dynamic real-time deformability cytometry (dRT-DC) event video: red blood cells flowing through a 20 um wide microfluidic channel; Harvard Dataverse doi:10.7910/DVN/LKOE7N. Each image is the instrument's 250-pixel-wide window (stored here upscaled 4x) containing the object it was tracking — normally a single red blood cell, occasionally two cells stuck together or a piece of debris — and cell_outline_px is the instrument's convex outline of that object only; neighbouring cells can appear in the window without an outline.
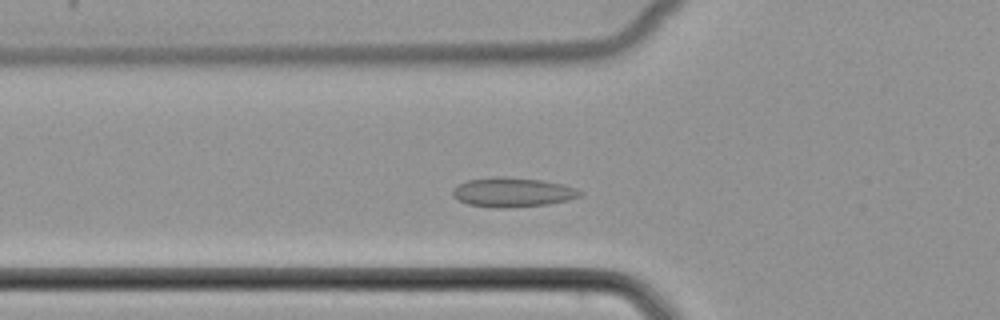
{"species": "common noctule bat (a hibernating species)", "species_latin": "Nyctalus noctula", "temperature_condition": "cold", "stored_images_in_passage": 38, "camera_frame_rate_fps": 3000, "um_per_image_px": 0.085, "animal": {"sex": "female", "body_mass_g": 22.7, "forearm_length_mm": 54.2}, "frame": {"image": 1, "passage_image": 11, "time_ms": 3.333, "image_size_px": [1000, 320], "cell_outline_px": [[584, 192], [580, 196], [568, 200], [548, 204], [508, 208], [492, 208], [468, 204], [452, 196], [452, 192], [460, 184], [468, 180], [496, 176], [504, 176], [540, 180], [560, 184], [576, 188]], "centroid_in_image_um": [43.58, 16.35], "position_along_channel_um": 82.2, "area_um2": 21.73}}
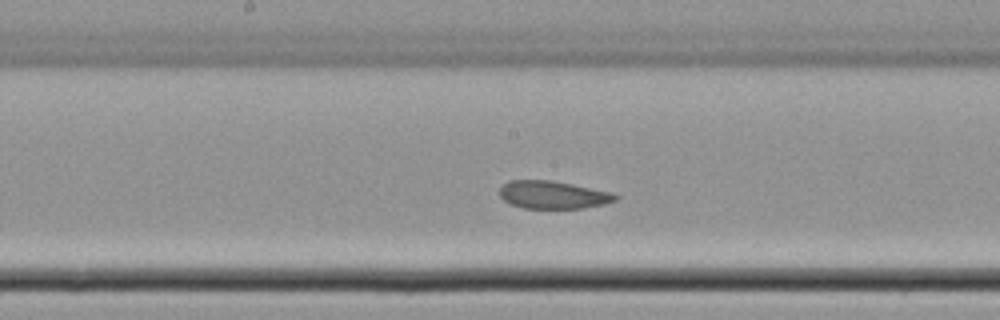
{"frame": {"image": 2, "passage_image": 20, "time_ms": 6.333, "image_size_px": [1000, 320], "cell_outline_px": [[620, 196], [616, 200], [604, 204], [584, 208], [520, 208], [504, 200], [500, 196], [500, 188], [508, 180], [552, 180], [612, 192]], "centroid_in_image_um": [47.02, 16.56], "position_along_channel_um": 201.2, "area_um2": 18.79}}
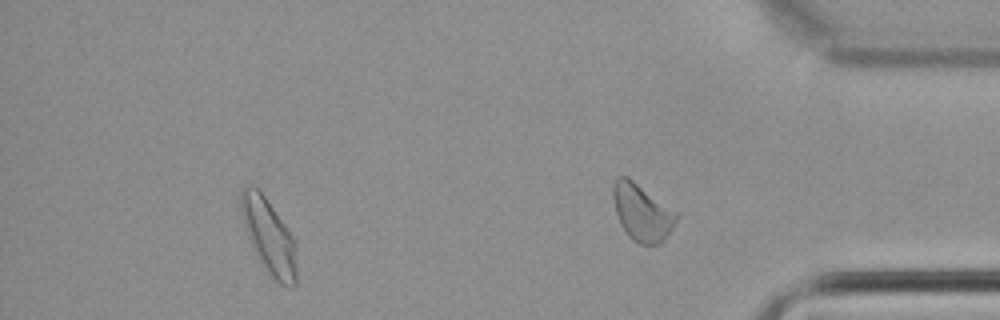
{"frame": {"image": 3, "passage_image": 34, "time_ms": 11.0, "image_size_px": [1000, 320], "cell_outline_px": [[296, 288], [288, 288], [280, 284], [272, 276], [256, 252], [248, 236], [240, 208], [240, 188], [244, 184], [252, 184], [264, 196], [296, 240]], "centroid_in_image_um": [22.88, 20.07], "position_along_channel_um": 412.3, "area_um2": 23.93}}